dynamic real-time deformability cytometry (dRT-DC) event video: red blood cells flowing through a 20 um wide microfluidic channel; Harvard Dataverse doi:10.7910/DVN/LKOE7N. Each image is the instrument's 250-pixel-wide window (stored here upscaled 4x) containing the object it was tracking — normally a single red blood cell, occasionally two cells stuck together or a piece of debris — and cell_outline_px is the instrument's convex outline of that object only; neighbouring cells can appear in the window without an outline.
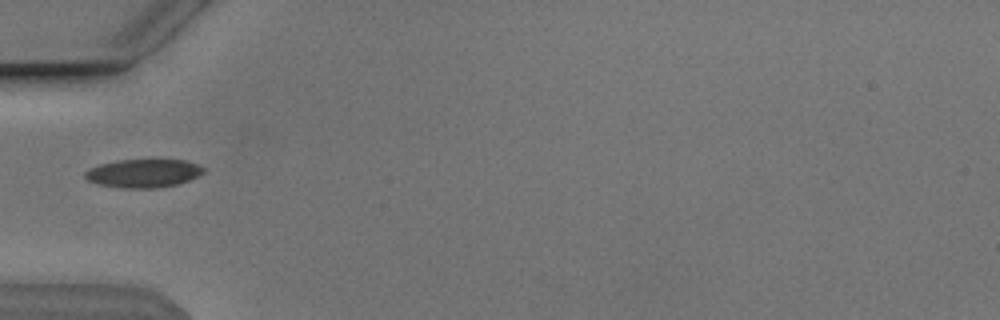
{"species": "Egyptian fruit bat (a non-hibernating species)", "species_latin": "Rousettus aegyptiacus", "temperature_condition": "cold", "stored_images_in_passage": 22, "camera_frame_rate_fps": 3000, "um_per_image_px": 0.085, "animal": {"sex": "male"}, "frame": {"image": 1, "passage_image": 1, "time_ms": 0.0, "image_size_px": [1000, 320], "cell_outline_px": [[204, 172], [188, 180], [176, 184], [156, 188], [120, 188], [100, 184], [88, 180], [84, 176], [84, 172], [88, 168], [100, 164], [116, 160], [184, 160], [196, 164], [204, 168]], "centroid_in_image_um": [12.14, 14.72], "position_along_channel_um": 72.9, "area_um2": 19.42}}
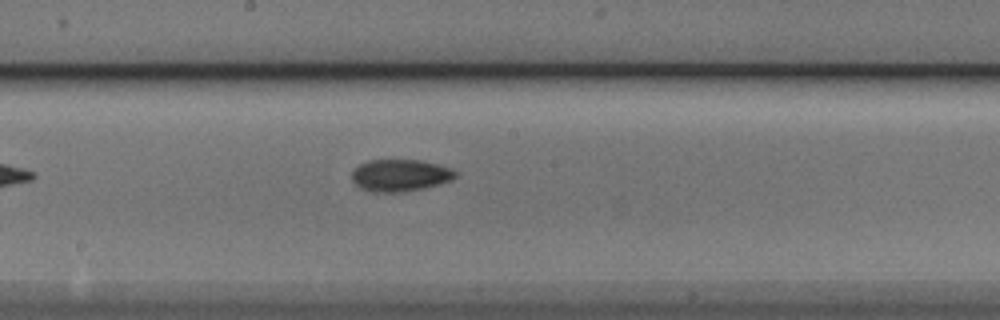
{"frame": {"image": 2, "passage_image": 12, "time_ms": 3.667, "image_size_px": [1000, 320], "cell_outline_px": [[456, 176], [452, 180], [440, 184], [424, 188], [404, 192], [372, 192], [360, 188], [352, 180], [352, 172], [360, 164], [368, 160], [420, 160], [452, 168], [456, 172]], "centroid_in_image_um": [34.02, 14.91], "position_along_channel_um": 214.2, "area_um2": 19.36}}
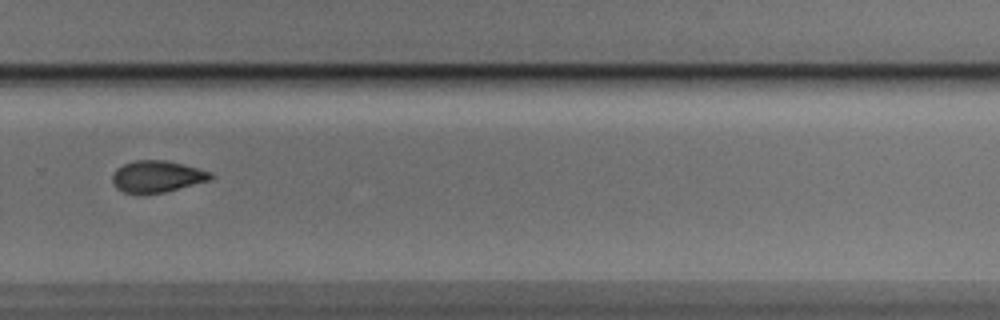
{"frame": {"image": 3, "passage_image": 20, "time_ms": 6.333, "image_size_px": [1000, 320], "cell_outline_px": [[216, 176], [212, 180], [164, 192], [124, 192], [116, 188], [112, 184], [112, 172], [116, 168], [132, 160], [164, 160], [184, 164], [212, 172]], "centroid_in_image_um": [13.37, 14.98], "position_along_channel_um": 316.4, "area_um2": 18.21}}